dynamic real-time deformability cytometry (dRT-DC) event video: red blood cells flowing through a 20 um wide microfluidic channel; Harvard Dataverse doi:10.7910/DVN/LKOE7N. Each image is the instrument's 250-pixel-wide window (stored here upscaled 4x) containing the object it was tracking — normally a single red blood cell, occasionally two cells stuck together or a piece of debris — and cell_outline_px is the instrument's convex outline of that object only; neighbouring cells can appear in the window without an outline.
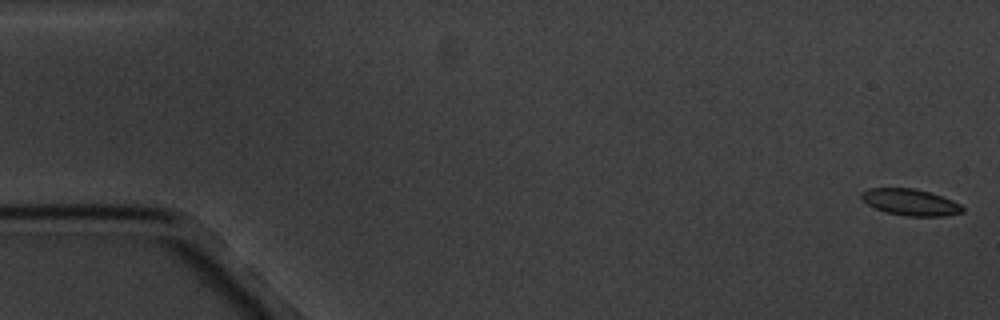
{"species": "common noctule bat (a hibernating species)", "species_latin": "Nyctalus noctula", "temperature_condition": "cold", "stored_images_in_passage": 7, "camera_frame_rate_fps": 3000, "um_per_image_px": 0.085, "animal": {"sex": "male", "body_mass_g": 20.1, "forearm_length_mm": 53.5}, "frame": {"image": 1, "passage_image": 1, "time_ms": 0.0, "image_size_px": [1000, 320], "cell_outline_px": [[964, 212], [948, 216], [904, 216], [884, 212], [868, 204], [860, 196], [860, 192], [868, 188], [916, 188], [952, 200], [960, 204], [964, 208]], "centroid_in_image_um": [77.38, 17.19], "position_along_channel_um": 7.6, "area_um2": 15.66}}
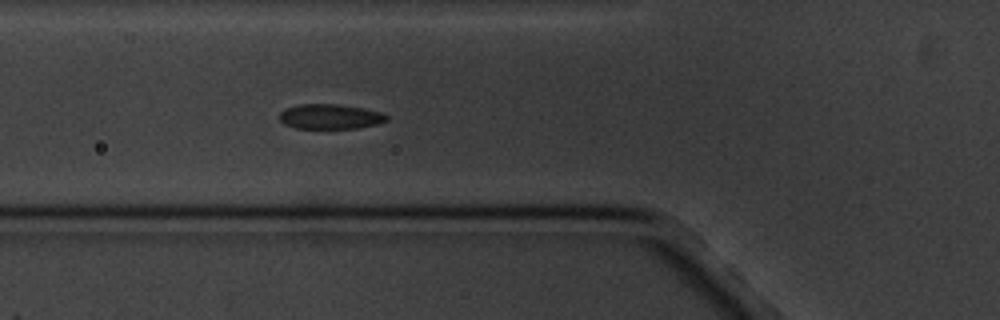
{"frame": {"image": 2, "passage_image": 7, "time_ms": 6.667, "image_size_px": [1000, 320], "cell_outline_px": [[388, 120], [376, 124], [360, 128], [296, 128], [284, 124], [280, 120], [280, 112], [284, 108], [300, 104], [340, 104], [364, 108], [384, 112], [388, 116]], "centroid_in_image_um": [28.09, 9.9], "position_along_channel_um": 97.7, "area_um2": 15.72}}